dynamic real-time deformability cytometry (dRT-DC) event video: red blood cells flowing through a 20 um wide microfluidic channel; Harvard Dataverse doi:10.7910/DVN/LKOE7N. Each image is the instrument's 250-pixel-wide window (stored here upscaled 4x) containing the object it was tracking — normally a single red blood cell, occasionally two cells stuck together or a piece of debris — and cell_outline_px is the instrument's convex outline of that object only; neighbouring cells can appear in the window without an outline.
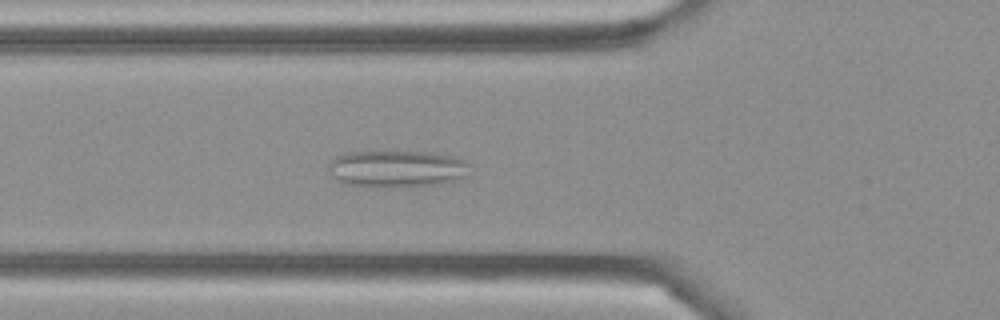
{"species": "Egyptian fruit bat (a non-hibernating species)", "species_latin": "Rousettus aegyptiacus", "temperature_condition": "cold", "stored_images_in_passage": 48, "camera_frame_rate_fps": 3000, "um_per_image_px": 0.085, "frame": {"image": 1, "passage_image": 17, "time_ms": 5.333, "image_size_px": [1000, 320], "cell_outline_px": [[468, 164], [464, 176], [440, 184], [376, 188], [348, 184], [336, 180], [324, 168], [336, 156], [348, 152], [432, 152], [456, 156], [464, 160]], "centroid_in_image_um": [33.64, 14.34], "position_along_channel_um": 92.2, "area_um2": 30.46}}
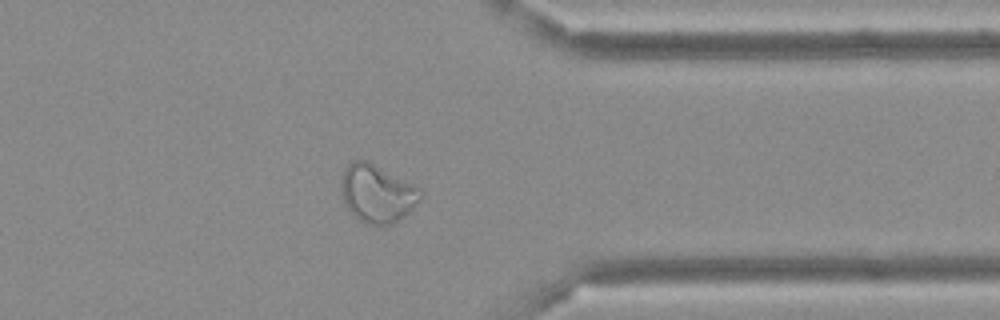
{"frame": {"image": 2, "passage_image": 38, "time_ms": 12.333, "image_size_px": [1000, 320], "cell_outline_px": [[424, 196], [404, 216], [392, 224], [368, 224], [360, 220], [348, 208], [344, 200], [340, 188], [340, 180], [344, 168], [352, 160], [364, 160], [420, 188], [424, 192]], "centroid_in_image_um": [32.05, 16.44], "position_along_channel_um": 379.4, "area_um2": 26.3}}
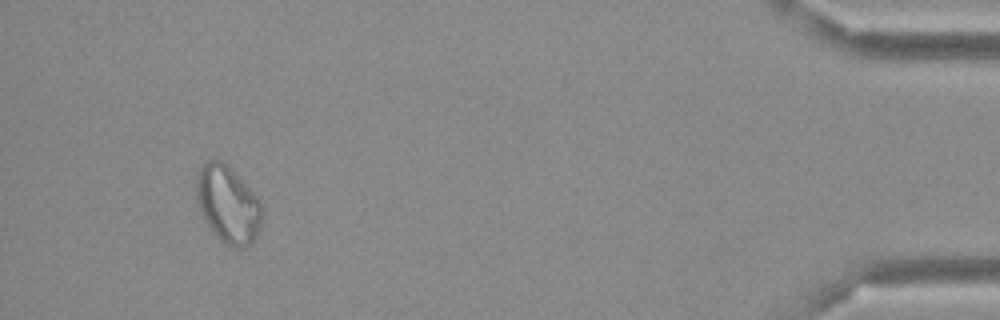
{"frame": {"image": 3, "passage_image": 45, "time_ms": 14.667, "image_size_px": [1000, 320], "cell_outline_px": [[264, 216], [260, 228], [256, 236], [248, 244], [240, 248], [236, 248], [224, 244], [216, 236], [208, 224], [196, 200], [196, 176], [200, 168], [208, 160], [220, 160], [228, 164], [232, 168], [264, 204]], "centroid_in_image_um": [19.41, 17.35], "position_along_channel_um": 415.8, "area_um2": 29.77}}